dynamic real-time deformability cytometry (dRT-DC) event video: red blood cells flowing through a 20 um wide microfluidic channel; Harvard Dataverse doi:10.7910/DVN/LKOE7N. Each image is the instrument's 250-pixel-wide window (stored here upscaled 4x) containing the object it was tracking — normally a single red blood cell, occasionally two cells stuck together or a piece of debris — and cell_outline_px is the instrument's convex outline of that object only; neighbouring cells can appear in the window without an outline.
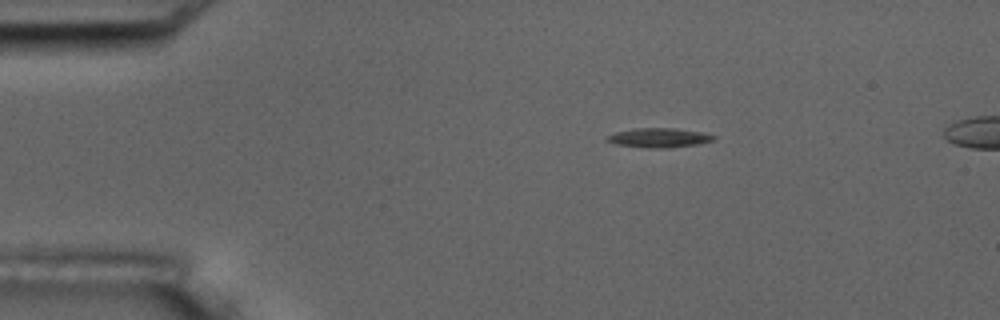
{"species": "common noctule bat (a hibernating species)", "species_latin": "Nyctalus noctula", "temperature_condition": "room temperature", "stored_images_in_passage": 3, "camera_frame_rate_fps": 3000, "um_per_image_px": 0.085, "animal": {"sex": "male", "body_mass_g": 17.5, "forearm_length_mm": 52.3}, "frame": {"image": 1, "passage_image": 1, "time_ms": 0.0, "image_size_px": [1000, 320], "cell_outline_px": [[716, 140], [700, 144], [668, 148], [648, 148], [616, 144], [604, 140], [608, 136], [616, 132], [636, 128], [676, 128], [700, 132], [716, 136]], "centroid_in_image_um": [56.05, 11.71], "position_along_channel_um": 29.0, "area_um2": 12.08}}